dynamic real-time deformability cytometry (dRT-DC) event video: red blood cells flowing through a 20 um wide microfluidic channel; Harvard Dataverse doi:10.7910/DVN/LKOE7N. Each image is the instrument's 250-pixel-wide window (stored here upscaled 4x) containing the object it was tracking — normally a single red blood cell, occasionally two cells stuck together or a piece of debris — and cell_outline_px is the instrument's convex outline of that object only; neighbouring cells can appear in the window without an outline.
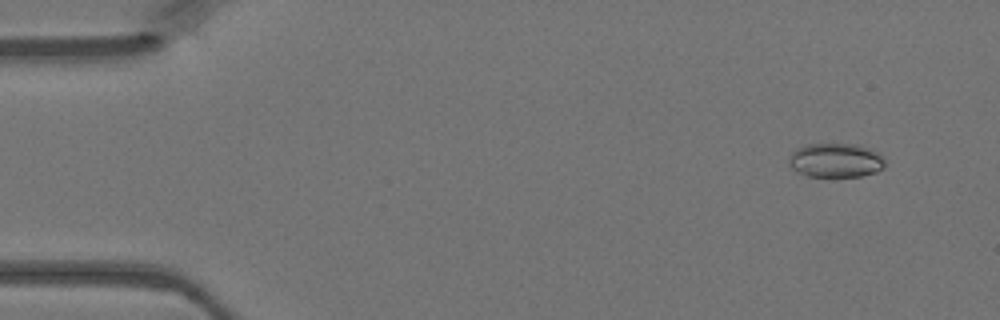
{"species": "Egyptian fruit bat (a non-hibernating species)", "species_latin": "Rousettus aegyptiacus", "temperature_condition": "warm", "stored_images_in_passage": 47, "camera_frame_rate_fps": 3000, "um_per_image_px": 0.085, "animal": {"sex": "female"}, "frame": {"image": 1, "passage_image": 4, "time_ms": 1.0, "image_size_px": [1000, 320], "cell_outline_px": [[884, 168], [876, 172], [860, 176], [808, 176], [792, 168], [788, 164], [788, 160], [792, 152], [796, 148], [804, 144], [860, 144], [876, 152], [884, 160]], "centroid_in_image_um": [71.01, 13.61], "position_along_channel_um": 14.0, "area_um2": 19.07}}
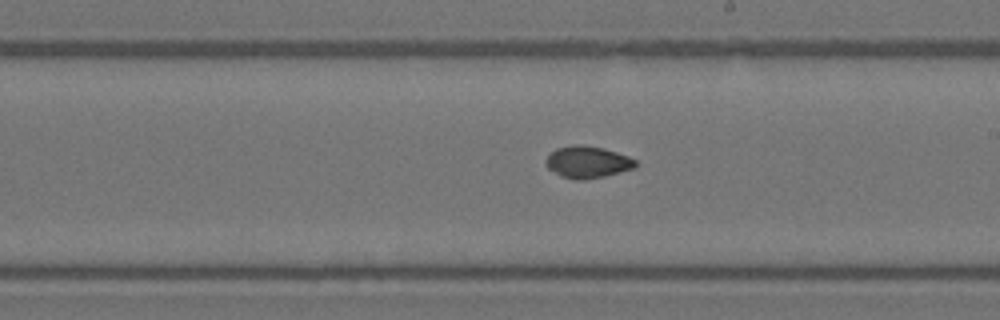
{"frame": {"image": 2, "passage_image": 27, "time_ms": 8.667, "image_size_px": [1000, 320], "cell_outline_px": [[636, 168], [604, 176], [584, 180], [572, 180], [560, 176], [548, 168], [544, 160], [556, 148], [572, 144], [584, 144], [604, 148], [628, 156], [636, 160]], "centroid_in_image_um": [49.92, 13.77], "position_along_channel_um": 239.1, "area_um2": 16.88}}
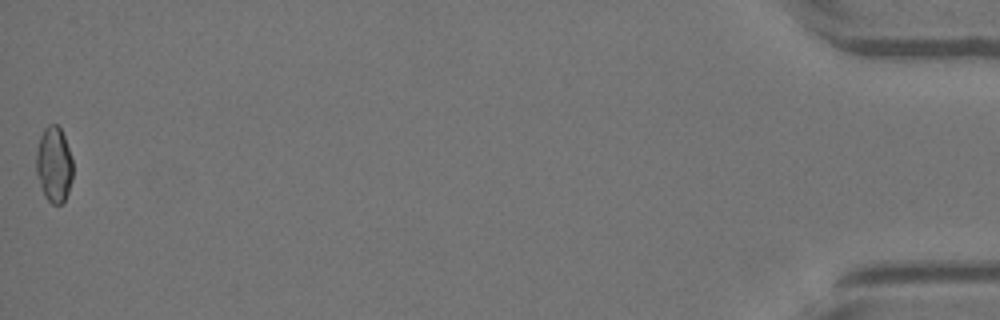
{"frame": {"image": 3, "passage_image": 47, "time_ms": 15.333, "image_size_px": [1000, 320], "cell_outline_px": [[72, 180], [68, 192], [64, 200], [60, 204], [52, 204], [44, 196], [36, 176], [36, 152], [40, 136], [44, 128], [48, 124], [56, 124], [60, 128], [64, 136], [72, 160]], "centroid_in_image_um": [4.57, 13.99], "position_along_channel_um": 430.6, "area_um2": 16.18}}